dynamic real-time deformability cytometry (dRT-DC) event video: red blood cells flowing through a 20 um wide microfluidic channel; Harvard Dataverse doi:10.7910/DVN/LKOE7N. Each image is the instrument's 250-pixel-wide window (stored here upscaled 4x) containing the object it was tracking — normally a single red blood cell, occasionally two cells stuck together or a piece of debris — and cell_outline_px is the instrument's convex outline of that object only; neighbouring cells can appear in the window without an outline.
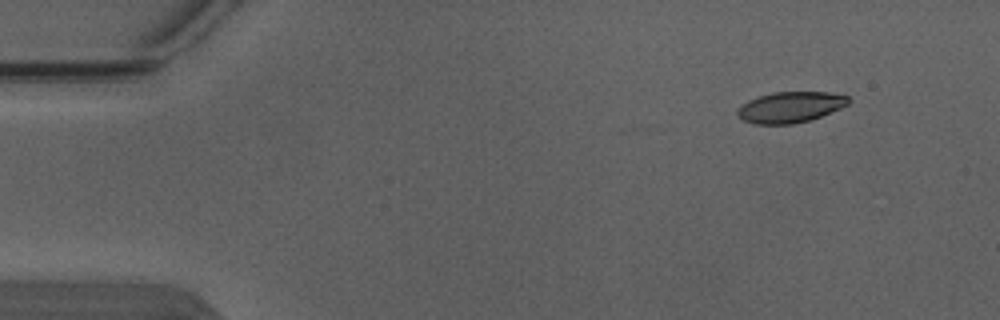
{"species": "Egyptian fruit bat (a non-hibernating species)", "species_latin": "Rousettus aegyptiacus", "temperature_condition": "warm", "stored_images_in_passage": 5, "segment_of_instrument_passage": [2, 2], "camera_frame_rate_fps": 3000, "um_per_image_px": 0.085, "animal": {"sex": "male"}, "frame": {"image": 1, "passage_image": 5, "time_ms": 1.333, "image_size_px": [1000, 320], "cell_outline_px": [[852, 100], [848, 104], [840, 108], [820, 116], [808, 120], [792, 124], [756, 124], [744, 120], [736, 112], [748, 100], [772, 92], [828, 92], [848, 96]], "centroid_in_image_um": [67.21, 9.1], "position_along_channel_um": 17.8, "area_um2": 19.65}}